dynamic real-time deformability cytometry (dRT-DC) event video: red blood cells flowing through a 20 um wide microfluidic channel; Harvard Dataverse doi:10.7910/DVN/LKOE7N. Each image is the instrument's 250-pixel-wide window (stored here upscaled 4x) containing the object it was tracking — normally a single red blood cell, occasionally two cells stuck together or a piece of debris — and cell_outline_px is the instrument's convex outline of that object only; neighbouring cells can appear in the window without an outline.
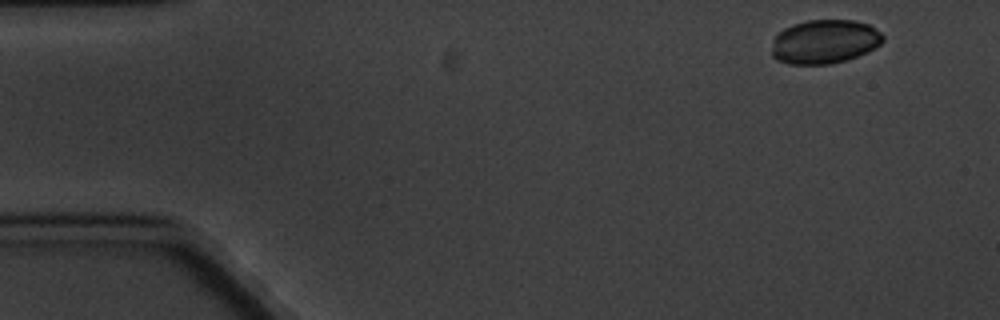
{"species": "common noctule bat (a hibernating species)", "species_latin": "Nyctalus noctula", "temperature_condition": "cold", "stored_images_in_passage": 4, "camera_frame_rate_fps": 3000, "um_per_image_px": 0.085, "animal": {"sex": "male", "body_mass_g": 20.1, "forearm_length_mm": 53.5}, "frame": {"image": 1, "passage_image": 1, "time_ms": 0.0, "image_size_px": [1000, 320], "cell_outline_px": [[884, 40], [880, 44], [868, 52], [848, 60], [832, 64], [788, 64], [776, 60], [772, 56], [772, 40], [784, 28], [792, 24], [808, 20], [856, 20], [868, 24], [880, 32], [884, 36]], "centroid_in_image_um": [70.09, 3.55], "position_along_channel_um": 14.9, "area_um2": 28.78}}